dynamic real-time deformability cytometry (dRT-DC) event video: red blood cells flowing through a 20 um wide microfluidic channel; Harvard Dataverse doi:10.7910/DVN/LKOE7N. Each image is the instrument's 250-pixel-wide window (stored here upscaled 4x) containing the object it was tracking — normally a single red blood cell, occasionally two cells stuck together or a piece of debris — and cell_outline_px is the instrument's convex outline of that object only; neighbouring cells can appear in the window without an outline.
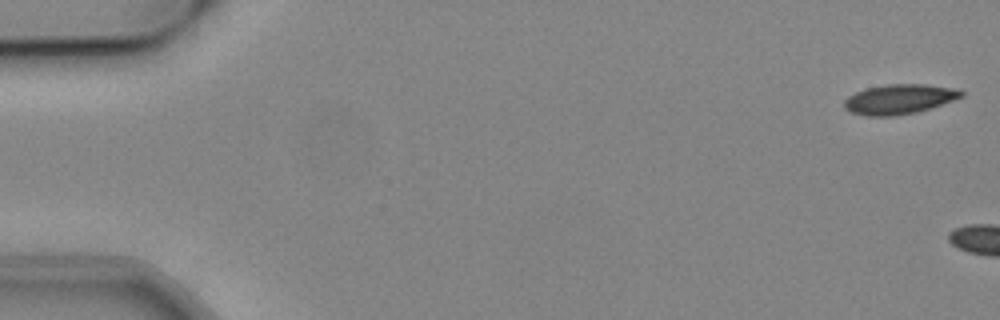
{"species": "common noctule bat (a hibernating species)", "species_latin": "Nyctalus noctula", "temperature_condition": "cold", "stored_images_in_passage": 4, "camera_frame_rate_fps": 3000, "um_per_image_px": 0.085, "animal": {"sex": "male", "body_mass_g": 19.2, "forearm_length_mm": 51.8}, "frame": {"image": 1, "passage_image": 1, "time_ms": 0.0, "image_size_px": [1000, 320], "cell_outline_px": [[964, 96], [916, 112], [892, 116], [864, 116], [852, 112], [844, 108], [844, 100], [848, 96], [856, 92], [868, 88], [888, 84], [928, 84], [960, 88], [964, 92]], "centroid_in_image_um": [76.45, 8.42], "position_along_channel_um": 8.5, "area_um2": 20.29}}